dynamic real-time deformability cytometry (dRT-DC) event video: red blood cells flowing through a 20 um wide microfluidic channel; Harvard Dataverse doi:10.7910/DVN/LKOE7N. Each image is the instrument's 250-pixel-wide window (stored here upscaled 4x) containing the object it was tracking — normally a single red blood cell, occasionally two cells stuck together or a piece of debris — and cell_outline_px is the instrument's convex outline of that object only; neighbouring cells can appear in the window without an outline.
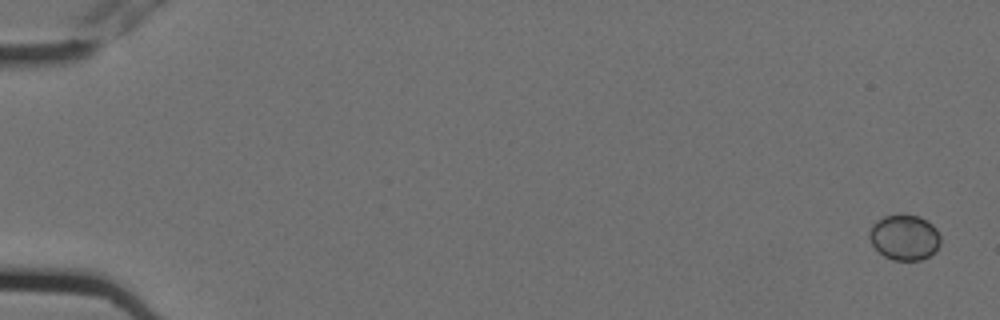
{"species": "Egyptian fruit bat (a non-hibernating species)", "species_latin": "Rousettus aegyptiacus", "temperature_condition": "cold", "stored_images_in_passage": 6, "camera_frame_rate_fps": 3000, "um_per_image_px": 0.085, "animal": {"sex": "female"}, "frame": {"image": 1, "passage_image": 1, "time_ms": 0.0, "image_size_px": [1000, 320], "cell_outline_px": [[940, 244], [936, 252], [920, 260], [892, 260], [884, 256], [872, 244], [868, 236], [868, 232], [872, 224], [884, 216], [920, 216], [932, 224], [936, 228], [940, 236]], "centroid_in_image_um": [76.88, 20.2], "position_along_channel_um": 8.1, "area_um2": 18.73}}
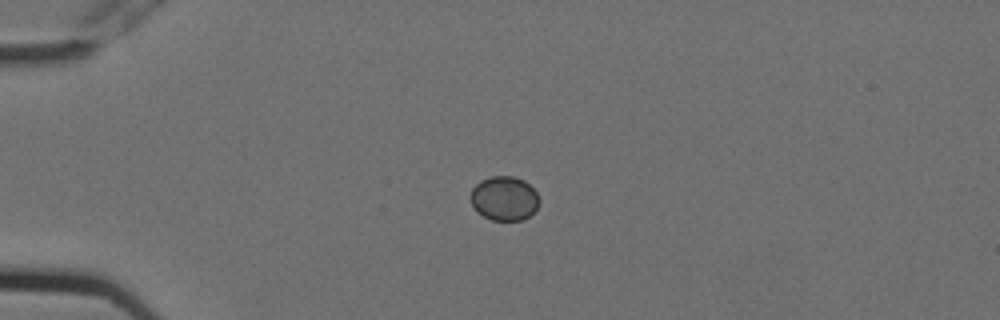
{"frame": {"image": 2, "passage_image": 5, "time_ms": 1.333, "image_size_px": [1000, 320], "cell_outline_px": [[540, 200], [536, 208], [524, 220], [492, 220], [484, 216], [472, 204], [472, 188], [480, 180], [488, 176], [512, 176], [524, 180], [536, 192]], "centroid_in_image_um": [42.88, 16.84], "position_along_channel_um": 42.1, "area_um2": 17.46}}